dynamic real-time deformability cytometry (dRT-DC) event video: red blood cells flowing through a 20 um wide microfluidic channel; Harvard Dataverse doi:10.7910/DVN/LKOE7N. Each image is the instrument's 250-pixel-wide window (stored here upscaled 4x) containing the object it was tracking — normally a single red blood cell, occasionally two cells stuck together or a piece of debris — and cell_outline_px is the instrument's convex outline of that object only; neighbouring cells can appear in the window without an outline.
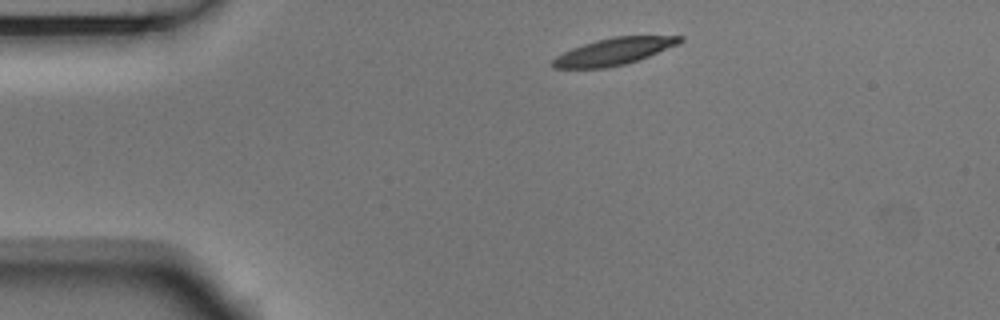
{"species": "Egyptian fruit bat (a non-hibernating species)", "species_latin": "Rousettus aegyptiacus", "temperature_condition": "room temperature", "stored_images_in_passage": 11, "camera_frame_rate_fps": 3000, "um_per_image_px": 0.085, "animal": {"sex": "male"}, "frame": {"image": 1, "passage_image": 1, "time_ms": 0.0, "image_size_px": [1000, 320], "cell_outline_px": [[684, 40], [680, 44], [628, 64], [604, 68], [552, 68], [548, 64], [556, 56], [572, 48], [596, 40], [612, 36], [684, 36]], "centroid_in_image_um": [52.18, 4.38], "position_along_channel_um": 32.8, "area_um2": 20.17}}
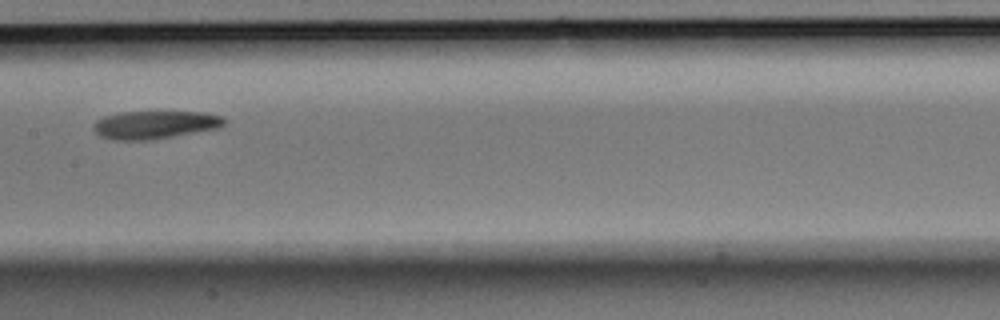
{"frame": {"image": 2, "passage_image": 5, "time_ms": 1.333, "image_size_px": [1000, 320], "cell_outline_px": [[224, 124], [216, 128], [152, 140], [112, 140], [100, 136], [92, 128], [96, 120], [104, 116], [120, 112], [204, 112], [220, 116], [224, 120]], "centroid_in_image_um": [13.09, 10.61], "position_along_channel_um": 194.3, "area_um2": 21.15}}
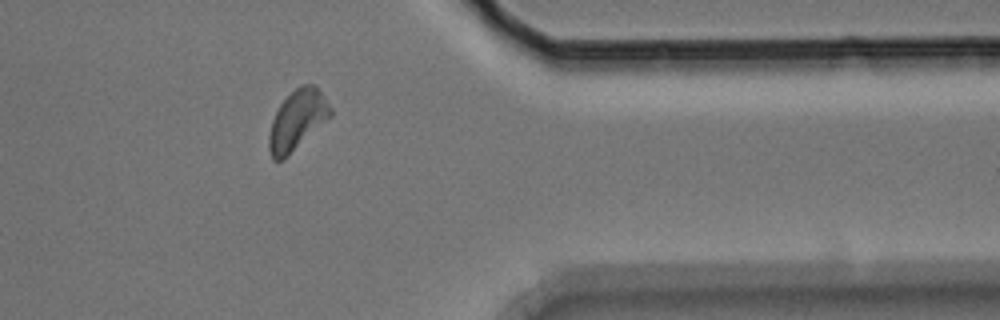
{"frame": {"image": 3, "passage_image": 10, "time_ms": 3.0, "image_size_px": [1000, 320], "cell_outline_px": [[332, 116], [284, 160], [272, 160], [268, 148], [268, 136], [272, 120], [280, 104], [300, 84], [312, 84], [320, 88], [332, 108]], "centroid_in_image_um": [25.28, 10.21], "position_along_channel_um": 386.1, "area_um2": 21.68}}